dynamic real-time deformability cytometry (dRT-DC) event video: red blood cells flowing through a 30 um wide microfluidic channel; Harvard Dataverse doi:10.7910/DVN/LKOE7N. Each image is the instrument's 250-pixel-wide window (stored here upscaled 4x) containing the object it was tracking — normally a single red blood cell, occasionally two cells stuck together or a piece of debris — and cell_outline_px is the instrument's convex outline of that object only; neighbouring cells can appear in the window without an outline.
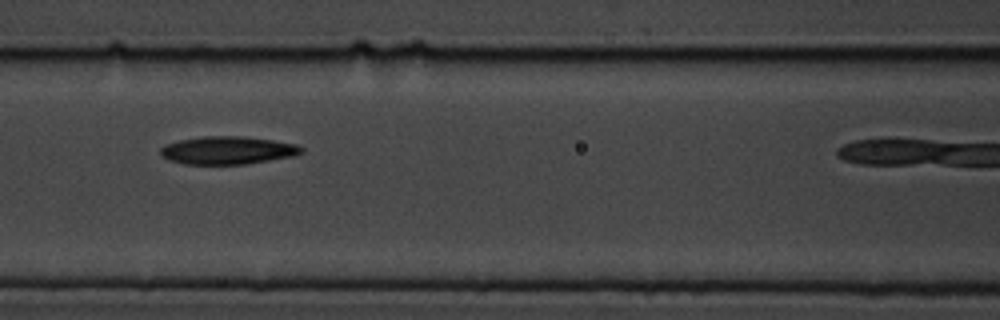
{"species": "common noctule bat (a hibernating species)", "species_latin": "Nyctalus noctula", "temperature_condition": "cold", "stored_images_in_passage": 7, "camera_frame_rate_fps": 3000, "um_per_image_px": 0.085, "animal": {"sex": "male", "body_mass_g": 19.5, "forearm_length_mm": 54.6}, "frame": {"image": 1, "passage_image": 3, "time_ms": 2.333, "image_size_px": [1000, 320], "cell_outline_px": [[304, 152], [292, 156], [244, 164], [184, 164], [168, 160], [160, 156], [160, 148], [168, 144], [180, 140], [204, 136], [244, 136], [272, 140], [296, 144], [304, 148]], "centroid_in_image_um": [19.33, 12.77], "position_along_channel_um": 147.3, "area_um2": 22.83}}
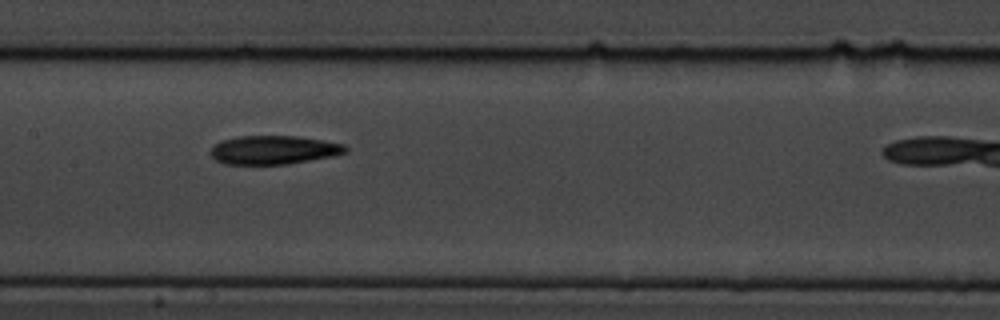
{"frame": {"image": 2, "passage_image": 4, "time_ms": 3.333, "image_size_px": [1000, 320], "cell_outline_px": [[348, 152], [332, 156], [288, 164], [224, 164], [216, 160], [208, 152], [216, 144], [224, 140], [236, 136], [296, 136], [324, 140], [344, 144], [348, 148]], "centroid_in_image_um": [23.28, 12.74], "position_along_channel_um": 184.1, "area_um2": 22.54}}
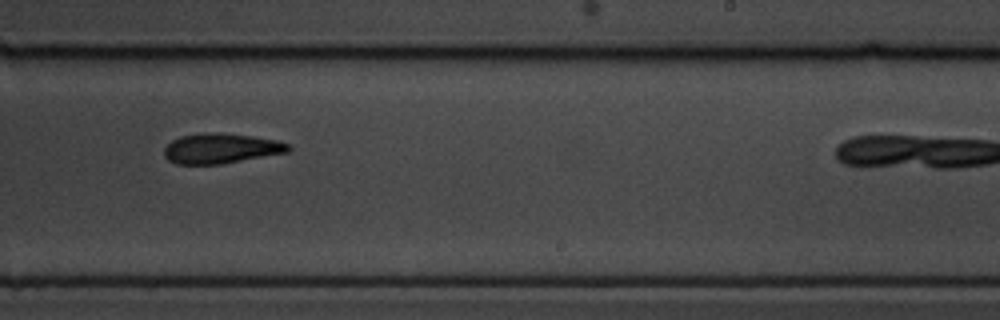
{"frame": {"image": 3, "passage_image": 6, "time_ms": 5.667, "image_size_px": [1000, 320], "cell_outline_px": [[292, 148], [288, 152], [220, 164], [176, 164], [168, 160], [164, 156], [164, 148], [172, 140], [180, 136], [208, 132], [216, 132], [252, 136], [276, 140], [288, 144]], "centroid_in_image_um": [18.76, 12.61], "position_along_channel_um": 270.2, "area_um2": 21.68}}